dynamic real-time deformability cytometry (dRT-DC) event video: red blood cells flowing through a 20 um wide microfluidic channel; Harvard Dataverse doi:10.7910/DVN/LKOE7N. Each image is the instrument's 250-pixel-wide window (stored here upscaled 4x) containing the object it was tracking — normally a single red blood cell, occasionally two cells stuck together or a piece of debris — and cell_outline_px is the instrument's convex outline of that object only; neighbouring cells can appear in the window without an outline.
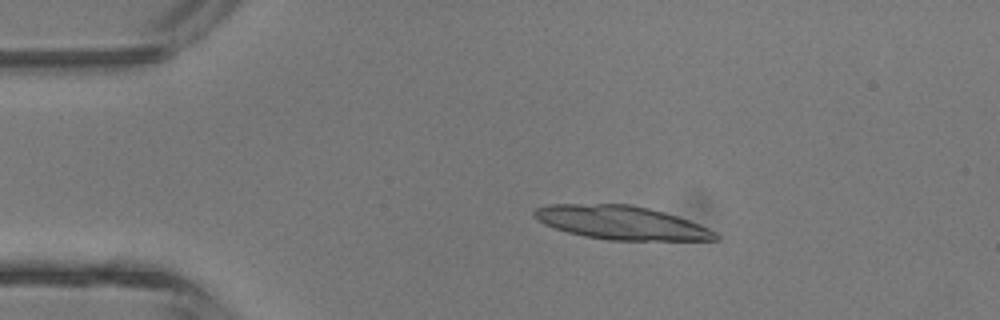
{"species": "common noctule bat (a hibernating species)", "species_latin": "Nyctalus noctula", "temperature_condition": "room temperature", "stored_images_in_passage": 2, "camera_frame_rate_fps": 3000, "um_per_image_px": 0.085, "animal": {"sex": "male", "body_mass_g": 13.3}, "frame": {"image": 1, "passage_image": 1, "time_ms": 0.0, "image_size_px": [1000, 320], "cell_outline_px": [[720, 240], [608, 240], [584, 236], [552, 228], [544, 224], [532, 216], [532, 212], [536, 208], [548, 204], [632, 204], [664, 212], [688, 220], [708, 228], [716, 232], [720, 236]], "centroid_in_image_um": [52.78, 18.93], "position_along_channel_um": 32.2, "area_um2": 35.55}}